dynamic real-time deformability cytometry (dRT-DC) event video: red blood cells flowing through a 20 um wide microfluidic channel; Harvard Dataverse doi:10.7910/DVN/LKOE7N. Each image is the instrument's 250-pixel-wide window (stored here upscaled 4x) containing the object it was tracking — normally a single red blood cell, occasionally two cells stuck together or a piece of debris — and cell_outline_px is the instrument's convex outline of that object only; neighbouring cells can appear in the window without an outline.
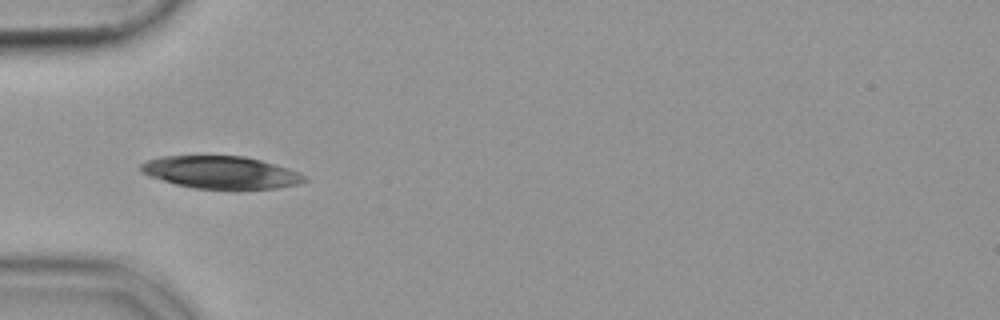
{"species": "common noctule bat (a hibernating species)", "species_latin": "Nyctalus noctula", "temperature_condition": "cold", "stored_images_in_passage": 37, "camera_frame_rate_fps": 3000, "um_per_image_px": 0.085, "animal": {"sex": "female", "body_mass_g": 19.9}, "frame": {"image": 1, "passage_image": 1, "time_ms": 0.0, "image_size_px": [1000, 320], "cell_outline_px": [[308, 180], [300, 184], [276, 188], [236, 192], [192, 188], [176, 184], [148, 176], [140, 168], [140, 164], [148, 160], [160, 156], [244, 156], [260, 160], [288, 168], [304, 176]], "centroid_in_image_um": [18.8, 14.7], "position_along_channel_um": 66.2, "area_um2": 31.73}}